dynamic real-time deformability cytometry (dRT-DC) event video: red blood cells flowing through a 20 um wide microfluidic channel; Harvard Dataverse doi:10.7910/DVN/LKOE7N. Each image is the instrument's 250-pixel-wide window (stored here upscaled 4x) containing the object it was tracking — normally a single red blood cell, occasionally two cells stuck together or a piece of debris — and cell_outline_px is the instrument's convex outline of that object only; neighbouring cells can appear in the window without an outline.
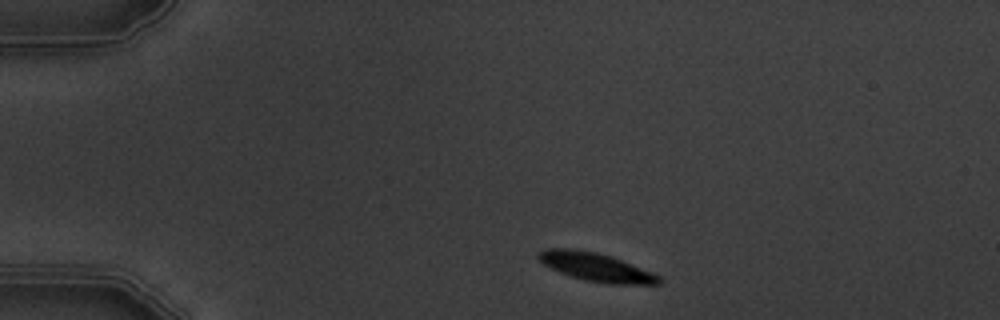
{"species": "common noctule bat (a hibernating species)", "species_latin": "Nyctalus noctula", "temperature_condition": "warm", "stored_images_in_passage": 4, "camera_frame_rate_fps": 3000, "um_per_image_px": 0.085, "animal": {"sex": "male", "body_mass_g": 19.5, "forearm_length_mm": 54.6}, "frame": {"image": 1, "passage_image": 1, "time_ms": 0.0, "image_size_px": [1000, 320], "cell_outline_px": [[664, 280], [660, 284], [604, 284], [584, 280], [560, 272], [544, 264], [536, 256], [544, 248], [572, 248], [596, 252], [612, 256], [652, 272], [660, 276]], "centroid_in_image_um": [50.69, 22.7], "position_along_channel_um": 34.3, "area_um2": 20.06}}
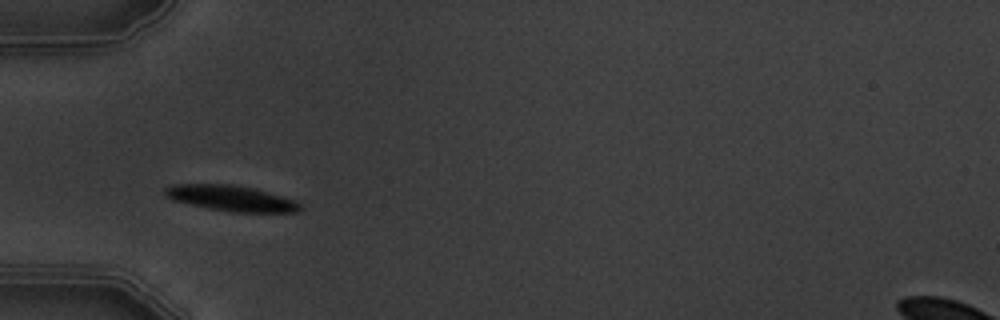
{"frame": {"image": 2, "passage_image": 3, "time_ms": 2.333, "image_size_px": [1000, 320], "cell_outline_px": [[304, 208], [300, 212], [228, 212], [208, 208], [172, 200], [164, 196], [164, 188], [172, 184], [232, 184], [252, 188], [280, 196], [292, 200], [300, 204]], "centroid_in_image_um": [19.6, 16.86], "position_along_channel_um": 65.4, "area_um2": 20.17}}